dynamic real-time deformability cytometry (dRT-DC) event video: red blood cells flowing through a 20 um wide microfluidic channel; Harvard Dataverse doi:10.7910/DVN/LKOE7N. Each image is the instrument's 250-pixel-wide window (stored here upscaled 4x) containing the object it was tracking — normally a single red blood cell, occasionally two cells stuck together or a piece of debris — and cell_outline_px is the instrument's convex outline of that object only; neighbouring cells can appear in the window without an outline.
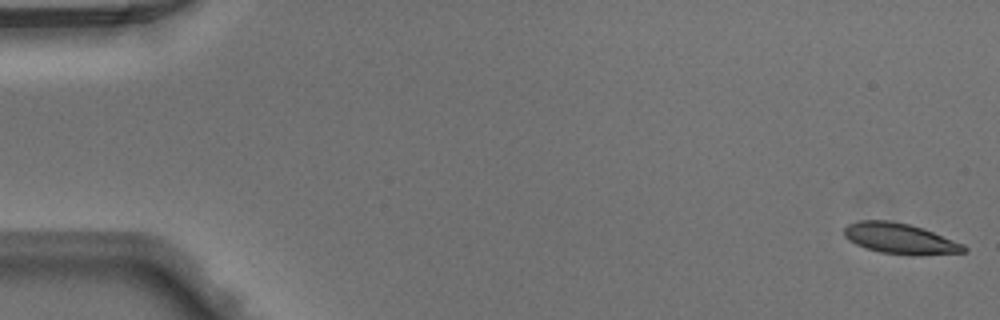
{"species": "Egyptian fruit bat (a non-hibernating species)", "species_latin": "Rousettus aegyptiacus", "temperature_condition": "warm", "stored_images_in_passage": 49, "camera_frame_rate_fps": 3000, "um_per_image_px": 0.085, "animal": {"sex": "male"}, "frame": {"image": 1, "passage_image": 1, "time_ms": 0.0, "image_size_px": [1000, 320], "cell_outline_px": [[968, 252], [880, 252], [864, 248], [848, 240], [844, 236], [844, 228], [848, 224], [860, 220], [888, 220], [908, 224], [924, 228], [964, 244], [968, 248]], "centroid_in_image_um": [76.42, 20.21], "position_along_channel_um": 8.6, "area_um2": 20.4}}
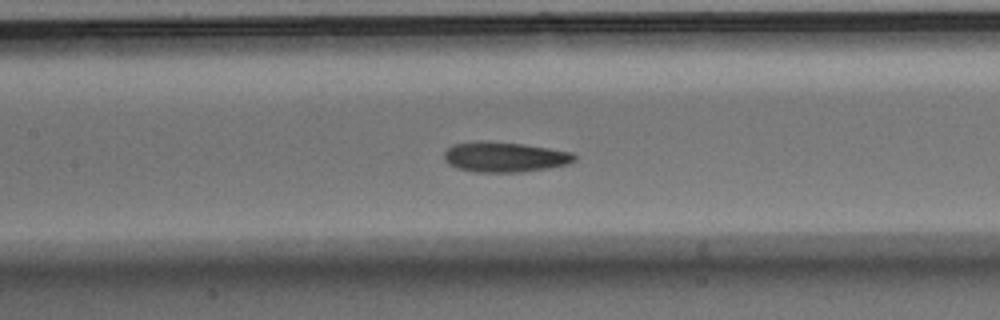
{"frame": {"image": 2, "passage_image": 23, "time_ms": 7.333, "image_size_px": [1000, 320], "cell_outline_px": [[576, 160], [568, 164], [548, 168], [524, 172], [476, 172], [456, 168], [448, 164], [444, 160], [444, 152], [452, 144], [480, 140], [484, 140], [524, 144], [572, 152], [576, 156]], "centroid_in_image_um": [42.87, 13.34], "position_along_channel_um": 164.5, "area_um2": 23.18}}
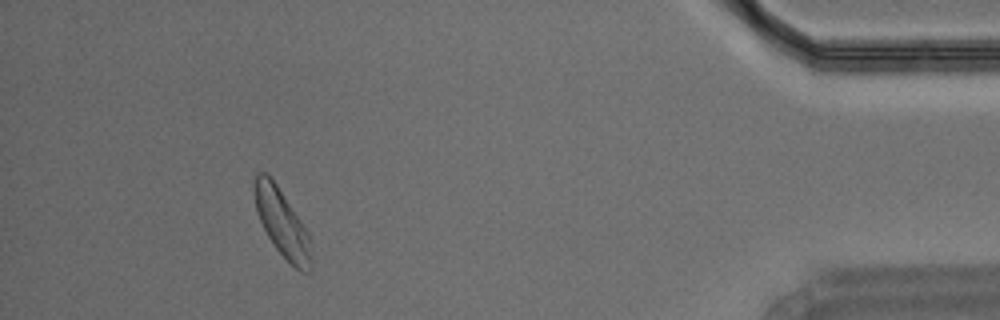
{"frame": {"image": 3, "passage_image": 45, "time_ms": 14.667, "image_size_px": [1000, 320], "cell_outline_px": [[312, 268], [308, 272], [300, 272], [276, 248], [268, 236], [256, 212], [252, 188], [252, 184], [256, 172], [268, 172], [272, 176], [308, 232], [312, 256]], "centroid_in_image_um": [23.94, 18.88], "position_along_channel_um": 411.3, "area_um2": 22.6}}